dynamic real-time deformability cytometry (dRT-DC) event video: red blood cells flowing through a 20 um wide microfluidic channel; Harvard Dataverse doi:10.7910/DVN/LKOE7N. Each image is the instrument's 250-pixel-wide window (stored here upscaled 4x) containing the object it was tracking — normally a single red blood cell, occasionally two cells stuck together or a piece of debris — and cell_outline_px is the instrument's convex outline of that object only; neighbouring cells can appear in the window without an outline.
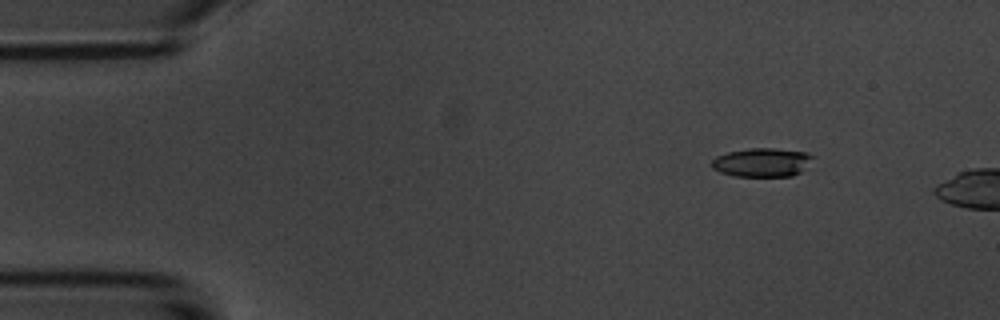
{"species": "common noctule bat (a hibernating species)", "species_latin": "Nyctalus noctula", "temperature_condition": "room temperature", "stored_images_in_passage": 4, "camera_frame_rate_fps": 3000, "um_per_image_px": 0.085, "animal": {"sex": "male", "body_mass_g": 20.1, "forearm_length_mm": 53.5}, "frame": {"image": 1, "passage_image": 2, "time_ms": 2.0, "image_size_px": [1000, 320], "cell_outline_px": [[816, 156], [800, 172], [792, 176], [732, 176], [720, 172], [712, 168], [712, 160], [716, 156], [728, 152], [748, 148], [776, 148], [808, 152]], "centroid_in_image_um": [64.79, 13.79], "position_along_channel_um": 20.2, "area_um2": 17.11}}